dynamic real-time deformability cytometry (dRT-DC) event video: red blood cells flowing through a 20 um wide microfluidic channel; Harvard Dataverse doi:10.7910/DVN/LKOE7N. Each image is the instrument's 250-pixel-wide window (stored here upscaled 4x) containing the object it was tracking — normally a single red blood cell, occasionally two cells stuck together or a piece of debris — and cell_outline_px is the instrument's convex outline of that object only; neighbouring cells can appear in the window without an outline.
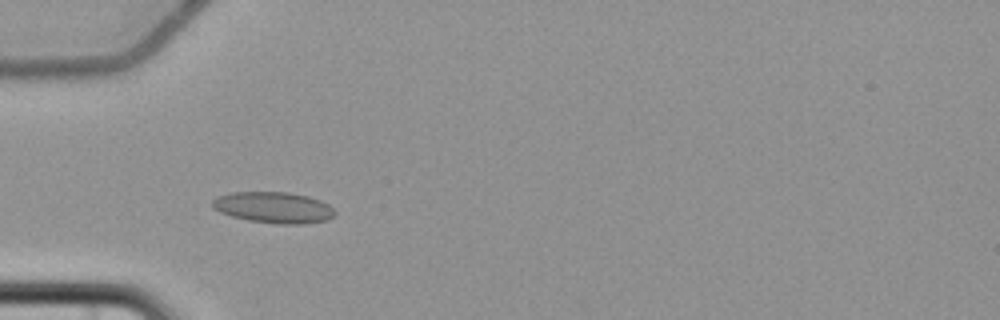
{"species": "common noctule bat (a hibernating species)", "species_latin": "Nyctalus noctula", "temperature_condition": "cold", "stored_images_in_passage": 7, "camera_frame_rate_fps": 3000, "um_per_image_px": 0.085, "animal": {"sex": "female", "body_mass_g": 22.7, "forearm_length_mm": 54.2}, "frame": {"image": 1, "passage_image": 5, "time_ms": 5.0, "image_size_px": [1000, 320], "cell_outline_px": [[336, 212], [328, 220], [304, 224], [284, 224], [248, 220], [232, 216], [220, 212], [212, 208], [212, 200], [216, 196], [232, 192], [288, 192], [308, 196], [320, 200], [328, 204]], "centroid_in_image_um": [23.24, 17.63], "position_along_channel_um": 61.8, "area_um2": 22.25}}
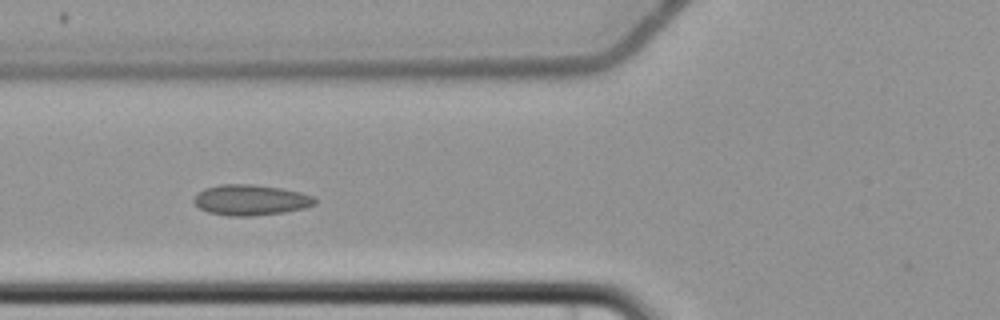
{"frame": {"image": 2, "passage_image": 6, "time_ms": 6.333, "image_size_px": [1000, 320], "cell_outline_px": [[316, 204], [304, 208], [284, 212], [252, 216], [228, 216], [208, 212], [200, 208], [192, 200], [204, 188], [220, 184], [252, 184], [280, 188], [300, 192], [312, 196], [316, 200]], "centroid_in_image_um": [21.3, 17.0], "position_along_channel_um": 104.5, "area_um2": 21.5}}
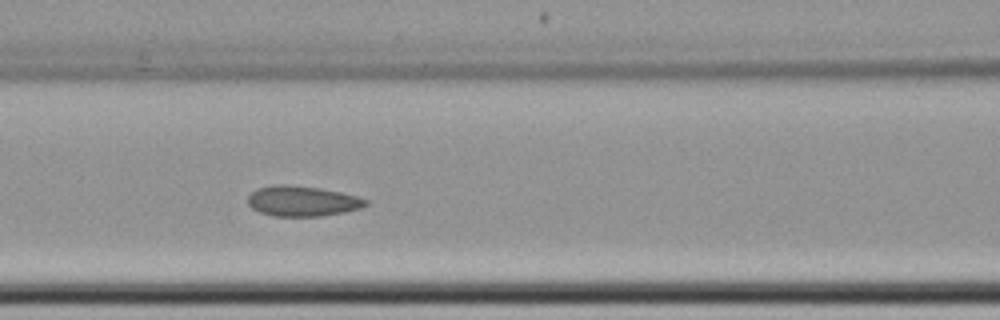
{"frame": {"image": 3, "passage_image": 7, "time_ms": 7.333, "image_size_px": [1000, 320], "cell_outline_px": [[368, 204], [360, 208], [344, 212], [320, 216], [276, 216], [260, 212], [252, 208], [248, 204], [248, 196], [256, 188], [276, 184], [288, 184], [320, 188], [340, 192], [356, 196], [368, 200]], "centroid_in_image_um": [25.68, 17.08], "position_along_channel_um": 140.9, "area_um2": 20.81}}